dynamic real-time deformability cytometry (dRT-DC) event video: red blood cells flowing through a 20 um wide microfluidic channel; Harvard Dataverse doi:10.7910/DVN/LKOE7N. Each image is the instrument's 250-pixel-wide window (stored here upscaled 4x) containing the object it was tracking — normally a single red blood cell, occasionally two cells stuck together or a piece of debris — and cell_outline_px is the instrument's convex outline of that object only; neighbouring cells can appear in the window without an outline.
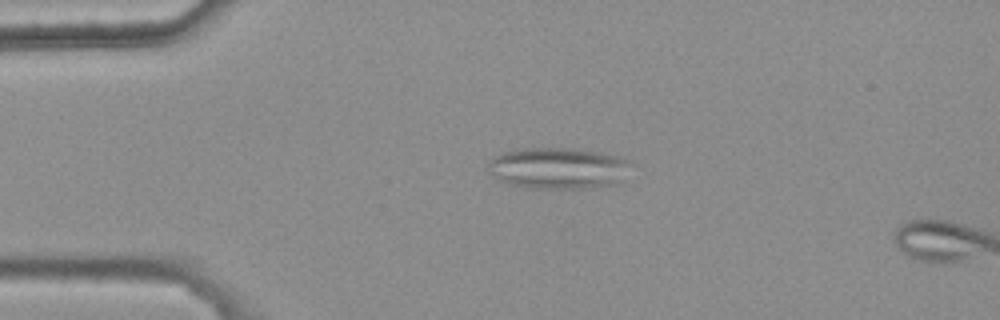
{"species": "common noctule bat (a hibernating species)", "species_latin": "Nyctalus noctula", "temperature_condition": "warm", "stored_images_in_passage": 5, "camera_frame_rate_fps": 3000, "um_per_image_px": 0.085, "animal": {"sex": "female", "body_mass_g": 25.1}, "frame": {"image": 1, "passage_image": 4, "time_ms": 1.0, "image_size_px": [1000, 320], "cell_outline_px": [[632, 164], [624, 184], [600, 188], [532, 188], [512, 184], [500, 180], [488, 172], [492, 156], [500, 152], [516, 148], [576, 148], [616, 156], [628, 160]], "centroid_in_image_um": [47.53, 14.3], "position_along_channel_um": 37.5, "area_um2": 35.14}}